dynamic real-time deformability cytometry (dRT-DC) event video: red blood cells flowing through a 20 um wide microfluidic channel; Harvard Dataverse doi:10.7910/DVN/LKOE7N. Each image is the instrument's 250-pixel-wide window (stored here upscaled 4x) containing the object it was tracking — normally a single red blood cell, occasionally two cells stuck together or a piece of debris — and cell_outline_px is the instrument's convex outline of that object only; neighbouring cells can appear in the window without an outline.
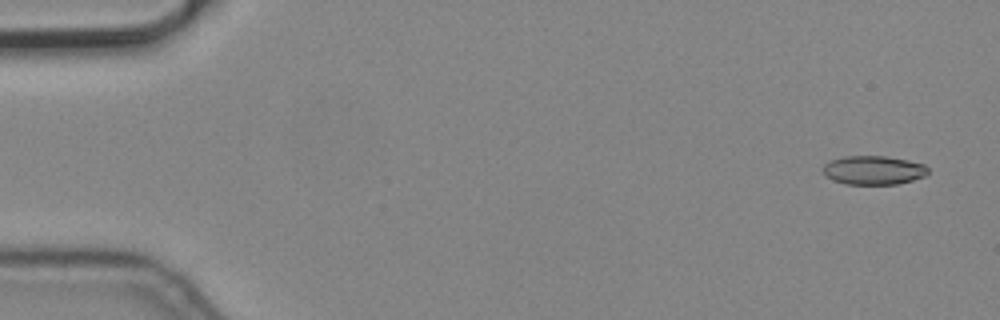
{"species": "common noctule bat (a hibernating species)", "species_latin": "Nyctalus noctula", "temperature_condition": "cold", "stored_images_in_passage": 5, "camera_frame_rate_fps": 3000, "um_per_image_px": 0.085, "animal": {"sex": "male", "body_mass_g": 19.2, "forearm_length_mm": 51.8}, "frame": {"image": 1, "passage_image": 1, "time_ms": 0.0, "image_size_px": [1000, 320], "cell_outline_px": [[928, 172], [924, 176], [912, 180], [896, 184], [844, 184], [832, 180], [824, 172], [824, 164], [832, 160], [844, 156], [884, 156], [908, 160], [924, 164], [928, 168]], "centroid_in_image_um": [74.26, 14.46], "position_along_channel_um": 10.7, "area_um2": 17.51}}
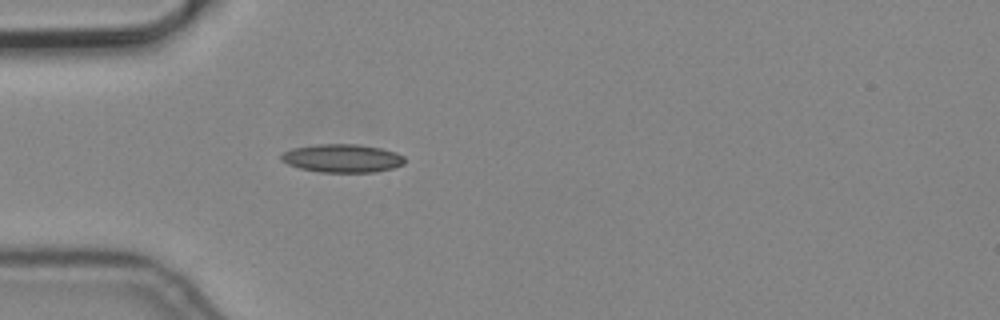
{"frame": {"image": 2, "passage_image": 5, "time_ms": 1.333, "image_size_px": [1000, 320], "cell_outline_px": [[404, 164], [392, 168], [372, 172], [320, 172], [300, 168], [288, 164], [280, 160], [280, 156], [284, 152], [292, 148], [316, 144], [356, 144], [380, 148], [396, 152], [404, 156]], "centroid_in_image_um": [29.08, 13.45], "position_along_channel_um": 55.9, "area_um2": 20.29}}